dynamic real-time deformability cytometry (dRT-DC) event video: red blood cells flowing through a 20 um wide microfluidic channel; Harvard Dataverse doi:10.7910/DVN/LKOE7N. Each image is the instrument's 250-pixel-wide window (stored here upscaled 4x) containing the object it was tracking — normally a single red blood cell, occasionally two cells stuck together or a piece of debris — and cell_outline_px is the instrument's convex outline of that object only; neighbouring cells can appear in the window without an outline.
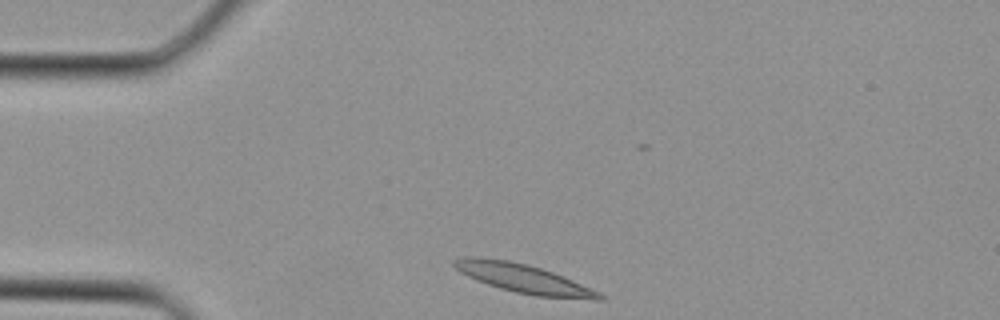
{"species": "Egyptian fruit bat (a non-hibernating species)", "species_latin": "Rousettus aegyptiacus", "temperature_condition": "cold", "stored_images_in_passage": 1, "camera_frame_rate_fps": 3000, "um_per_image_px": 0.085, "animal": {"sex": "female"}, "frame": {"image": 1, "passage_image": 1, "time_ms": 0.0, "image_size_px": [1000, 320], "cell_outline_px": [[604, 300], [596, 300], [536, 296], [516, 292], [500, 288], [476, 280], [460, 272], [452, 264], [452, 260], [464, 256], [480, 256], [508, 260], [528, 264], [552, 272], [592, 288], [600, 292], [604, 296]], "centroid_in_image_um": [44.48, 23.66], "position_along_channel_um": 40.5, "area_um2": 24.51}}